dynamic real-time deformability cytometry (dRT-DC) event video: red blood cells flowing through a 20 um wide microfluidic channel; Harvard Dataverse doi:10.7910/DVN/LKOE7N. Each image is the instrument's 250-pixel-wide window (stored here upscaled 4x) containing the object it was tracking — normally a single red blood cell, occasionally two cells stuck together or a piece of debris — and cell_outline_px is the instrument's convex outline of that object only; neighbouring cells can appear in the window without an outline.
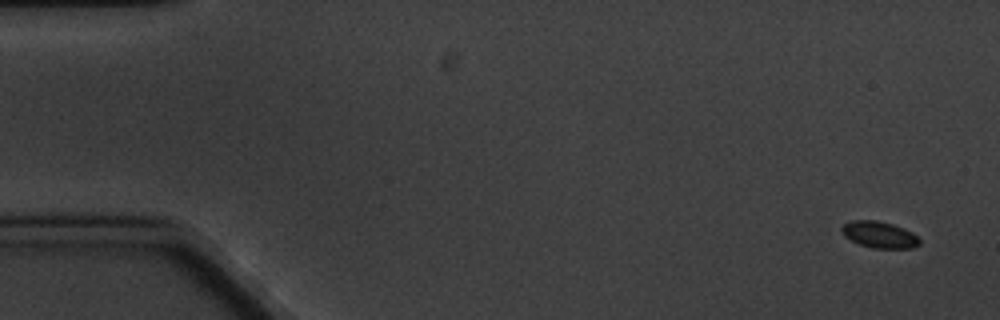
{"species": "common noctule bat (a hibernating species)", "species_latin": "Nyctalus noctula", "temperature_condition": "cold", "stored_images_in_passage": 5, "camera_frame_rate_fps": 3000, "um_per_image_px": 0.085, "animal": {"sex": "male", "body_mass_g": 20.1, "forearm_length_mm": 53.5}, "frame": {"image": 1, "passage_image": 1, "time_ms": 0.0, "image_size_px": [1000, 320], "cell_outline_px": [[920, 244], [912, 248], [872, 248], [860, 244], [844, 236], [840, 232], [840, 228], [844, 224], [852, 220], [876, 220], [892, 224], [904, 228], [912, 232], [920, 240]], "centroid_in_image_um": [74.73, 19.94], "position_along_channel_um": 10.3, "area_um2": 12.02}}
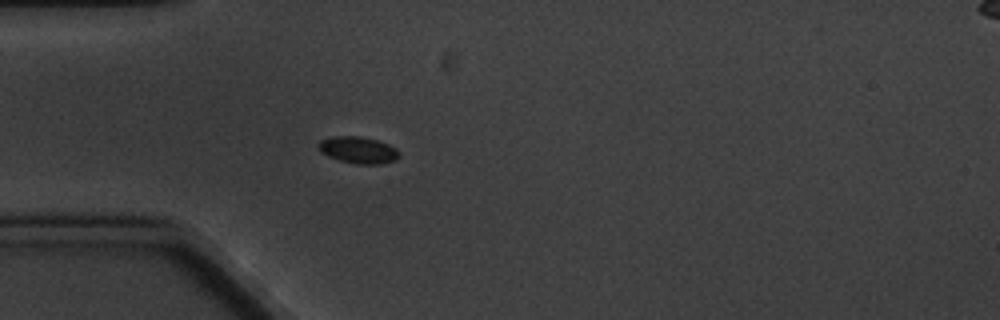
{"frame": {"image": 2, "passage_image": 5, "time_ms": 5.0, "image_size_px": [1000, 320], "cell_outline_px": [[400, 156], [396, 160], [380, 164], [356, 164], [340, 160], [328, 156], [320, 152], [316, 144], [320, 140], [336, 136], [360, 136], [376, 140], [388, 144], [396, 148], [400, 152]], "centroid_in_image_um": [30.45, 12.75], "position_along_channel_um": 54.6, "area_um2": 12.66}}